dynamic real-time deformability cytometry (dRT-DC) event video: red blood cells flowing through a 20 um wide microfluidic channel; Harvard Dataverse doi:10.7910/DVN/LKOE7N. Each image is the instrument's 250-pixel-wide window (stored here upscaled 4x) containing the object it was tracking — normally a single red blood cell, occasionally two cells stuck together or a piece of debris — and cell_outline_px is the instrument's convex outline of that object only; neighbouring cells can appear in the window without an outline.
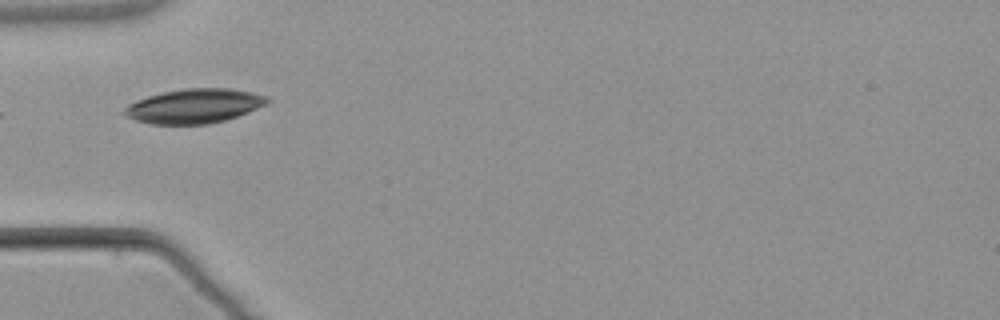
{"species": "common noctule bat (a hibernating species)", "species_latin": "Nyctalus noctula", "temperature_condition": "warm", "stored_images_in_passage": 4, "camera_frame_rate_fps": 3000, "um_per_image_px": 0.085, "animal": {"sex": "male", "body_mass_g": 21.5, "forearm_length_mm": 52.0}, "frame": {"image": 1, "passage_image": 2, "time_ms": 1.333, "image_size_px": [1000, 320], "cell_outline_px": [[272, 100], [248, 112], [224, 120], [208, 124], [148, 124], [124, 116], [120, 112], [128, 104], [136, 100], [148, 96], [164, 92], [184, 88], [232, 88], [252, 92], [268, 96]], "centroid_in_image_um": [16.47, 9.01], "position_along_channel_um": 68.5, "area_um2": 28.73}}
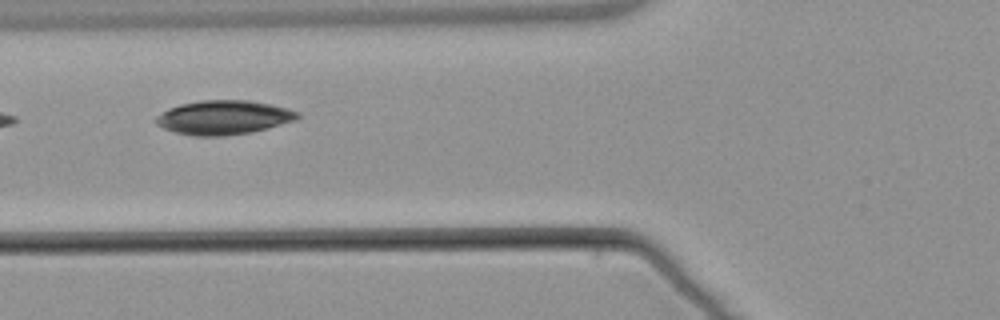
{"frame": {"image": 2, "passage_image": 3, "time_ms": 2.333, "image_size_px": [1000, 320], "cell_outline_px": [[300, 116], [296, 120], [268, 128], [252, 132], [224, 136], [192, 136], [176, 132], [164, 128], [156, 124], [152, 120], [156, 116], [168, 108], [180, 104], [200, 100], [248, 100], [268, 104], [300, 112]], "centroid_in_image_um": [18.97, 9.99], "position_along_channel_um": 106.8, "area_um2": 28.21}}